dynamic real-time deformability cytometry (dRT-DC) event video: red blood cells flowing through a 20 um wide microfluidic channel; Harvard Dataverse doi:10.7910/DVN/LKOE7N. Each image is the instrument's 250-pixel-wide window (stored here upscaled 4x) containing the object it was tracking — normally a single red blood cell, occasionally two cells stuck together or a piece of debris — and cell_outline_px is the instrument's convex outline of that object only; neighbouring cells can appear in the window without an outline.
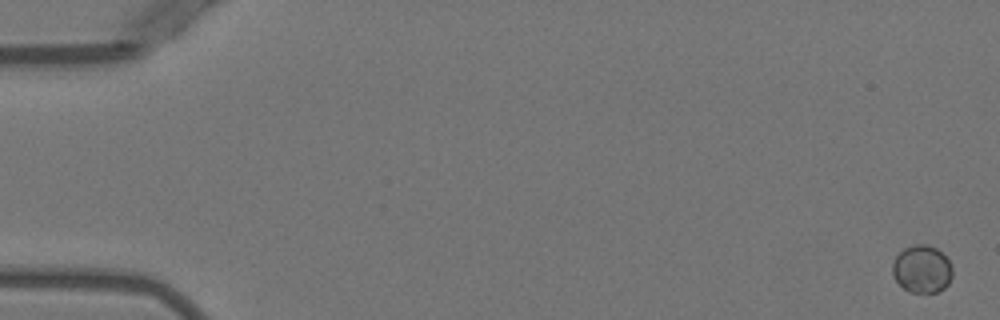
{"species": "Egyptian fruit bat (a non-hibernating species)", "species_latin": "Rousettus aegyptiacus", "temperature_condition": "warm", "stored_images_in_passage": 6, "camera_frame_rate_fps": 3000, "um_per_image_px": 0.085, "animal": {"sex": "female"}, "frame": {"image": 1, "passage_image": 1, "time_ms": 0.0, "image_size_px": [1000, 320], "cell_outline_px": [[952, 276], [948, 284], [940, 292], [908, 292], [896, 280], [892, 272], [892, 264], [896, 256], [904, 248], [912, 244], [928, 244], [936, 248], [952, 264]], "centroid_in_image_um": [78.37, 22.86], "position_along_channel_um": 6.6, "area_um2": 16.7}}